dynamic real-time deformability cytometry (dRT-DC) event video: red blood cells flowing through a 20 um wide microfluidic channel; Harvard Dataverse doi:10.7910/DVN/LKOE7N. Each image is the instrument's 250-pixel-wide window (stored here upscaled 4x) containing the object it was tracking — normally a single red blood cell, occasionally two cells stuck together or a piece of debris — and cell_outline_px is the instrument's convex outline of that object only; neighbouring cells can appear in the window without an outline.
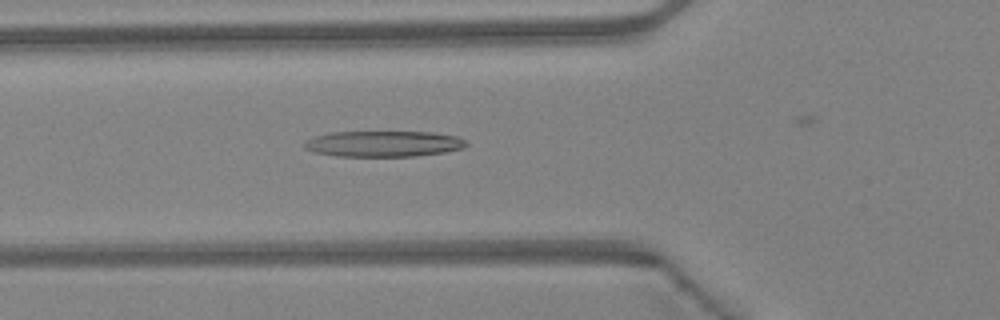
{"species": "Egyptian fruit bat (a non-hibernating species)", "species_latin": "Rousettus aegyptiacus", "temperature_condition": "warm", "stored_images_in_passage": 42, "camera_frame_rate_fps": 3000, "um_per_image_px": 0.085, "animal": {"sex": "female"}, "frame": {"image": 1, "passage_image": 16, "time_ms": 5.0, "image_size_px": [1000, 320], "cell_outline_px": [[468, 144], [464, 148], [444, 152], [416, 156], [336, 156], [316, 152], [304, 148], [304, 140], [316, 136], [332, 132], [432, 132], [456, 136], [464, 140]], "centroid_in_image_um": [32.6, 12.22], "position_along_channel_um": 93.2, "area_um2": 24.33}}
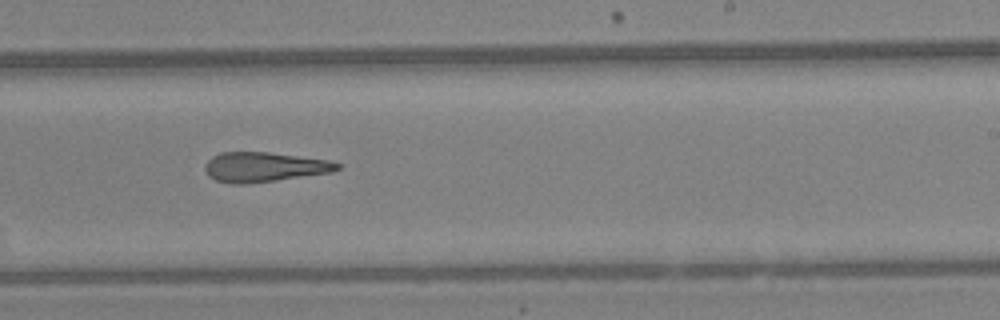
{"frame": {"image": 2, "passage_image": 28, "time_ms": 9.0, "image_size_px": [1000, 320], "cell_outline_px": [[340, 168], [332, 172], [248, 184], [228, 184], [216, 180], [208, 176], [204, 168], [204, 164], [212, 156], [220, 152], [268, 152], [332, 160], [340, 164]], "centroid_in_image_um": [22.43, 14.19], "position_along_channel_um": 266.6, "area_um2": 23.12}}
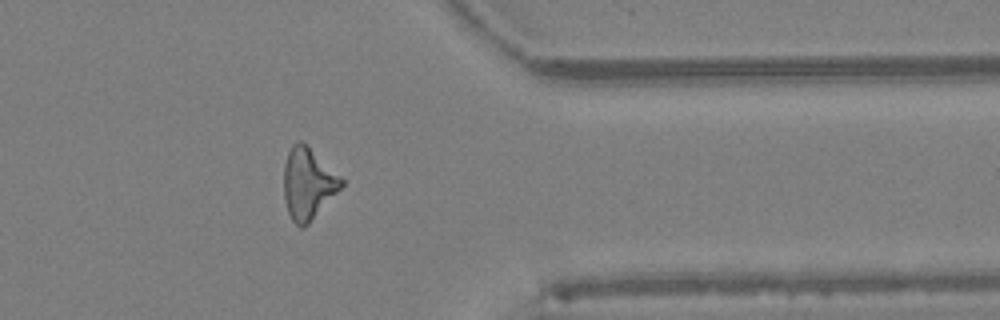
{"frame": {"image": 3, "passage_image": 37, "time_ms": 12.0, "image_size_px": [1000, 320], "cell_outline_px": [[344, 184], [308, 224], [304, 228], [300, 228], [292, 220], [288, 212], [284, 200], [284, 164], [288, 152], [292, 144], [296, 140], [300, 140], [340, 176], [344, 180]], "centroid_in_image_um": [26.15, 15.62], "position_along_channel_um": 385.3, "area_um2": 23.52}}